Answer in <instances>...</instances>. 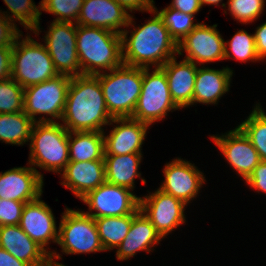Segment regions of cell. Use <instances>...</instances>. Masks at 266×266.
I'll return each mask as SVG.
<instances>
[{"mask_svg": "<svg viewBox=\"0 0 266 266\" xmlns=\"http://www.w3.org/2000/svg\"><path fill=\"white\" fill-rule=\"evenodd\" d=\"M24 111V88L11 77L0 80V114Z\"/></svg>", "mask_w": 266, "mask_h": 266, "instance_id": "obj_31", "label": "cell"}, {"mask_svg": "<svg viewBox=\"0 0 266 266\" xmlns=\"http://www.w3.org/2000/svg\"><path fill=\"white\" fill-rule=\"evenodd\" d=\"M53 254H55V253L52 252V254L50 256H48V259L46 260V262L43 266H64L62 264L53 262L52 257H56L57 259H59V257H60L59 255L53 256Z\"/></svg>", "mask_w": 266, "mask_h": 266, "instance_id": "obj_44", "label": "cell"}, {"mask_svg": "<svg viewBox=\"0 0 266 266\" xmlns=\"http://www.w3.org/2000/svg\"><path fill=\"white\" fill-rule=\"evenodd\" d=\"M42 175L35 168H13L0 173V198L28 203L42 194Z\"/></svg>", "mask_w": 266, "mask_h": 266, "instance_id": "obj_16", "label": "cell"}, {"mask_svg": "<svg viewBox=\"0 0 266 266\" xmlns=\"http://www.w3.org/2000/svg\"><path fill=\"white\" fill-rule=\"evenodd\" d=\"M5 18V16H0V46L14 45L16 38L20 34L15 24L12 25L8 18Z\"/></svg>", "mask_w": 266, "mask_h": 266, "instance_id": "obj_37", "label": "cell"}, {"mask_svg": "<svg viewBox=\"0 0 266 266\" xmlns=\"http://www.w3.org/2000/svg\"><path fill=\"white\" fill-rule=\"evenodd\" d=\"M77 24L121 34L119 27L132 24V17L114 0H84Z\"/></svg>", "mask_w": 266, "mask_h": 266, "instance_id": "obj_14", "label": "cell"}, {"mask_svg": "<svg viewBox=\"0 0 266 266\" xmlns=\"http://www.w3.org/2000/svg\"><path fill=\"white\" fill-rule=\"evenodd\" d=\"M137 214L119 217L94 218L98 235L104 250L118 247L128 234L132 219Z\"/></svg>", "mask_w": 266, "mask_h": 266, "instance_id": "obj_27", "label": "cell"}, {"mask_svg": "<svg viewBox=\"0 0 266 266\" xmlns=\"http://www.w3.org/2000/svg\"><path fill=\"white\" fill-rule=\"evenodd\" d=\"M20 36L13 45L11 78L25 89L59 75L46 47L30 37L18 43Z\"/></svg>", "mask_w": 266, "mask_h": 266, "instance_id": "obj_6", "label": "cell"}, {"mask_svg": "<svg viewBox=\"0 0 266 266\" xmlns=\"http://www.w3.org/2000/svg\"><path fill=\"white\" fill-rule=\"evenodd\" d=\"M111 121L121 125L104 137V155L141 154L140 148L149 124L131 117L113 118Z\"/></svg>", "mask_w": 266, "mask_h": 266, "instance_id": "obj_18", "label": "cell"}, {"mask_svg": "<svg viewBox=\"0 0 266 266\" xmlns=\"http://www.w3.org/2000/svg\"><path fill=\"white\" fill-rule=\"evenodd\" d=\"M109 114L99 79L95 75L71 77L67 92L62 121L69 132H103L102 125L107 124ZM72 129V130H70Z\"/></svg>", "mask_w": 266, "mask_h": 266, "instance_id": "obj_1", "label": "cell"}, {"mask_svg": "<svg viewBox=\"0 0 266 266\" xmlns=\"http://www.w3.org/2000/svg\"><path fill=\"white\" fill-rule=\"evenodd\" d=\"M129 188L103 183L96 189L88 192L81 200L89 205V209L97 213H85L93 218L119 217L138 214L139 197L131 193Z\"/></svg>", "mask_w": 266, "mask_h": 266, "instance_id": "obj_10", "label": "cell"}, {"mask_svg": "<svg viewBox=\"0 0 266 266\" xmlns=\"http://www.w3.org/2000/svg\"><path fill=\"white\" fill-rule=\"evenodd\" d=\"M0 266H30L28 263L16 259L5 249L0 247Z\"/></svg>", "mask_w": 266, "mask_h": 266, "instance_id": "obj_43", "label": "cell"}, {"mask_svg": "<svg viewBox=\"0 0 266 266\" xmlns=\"http://www.w3.org/2000/svg\"><path fill=\"white\" fill-rule=\"evenodd\" d=\"M141 160V154L104 155L106 182L133 188L135 176H139L137 170Z\"/></svg>", "mask_w": 266, "mask_h": 266, "instance_id": "obj_25", "label": "cell"}, {"mask_svg": "<svg viewBox=\"0 0 266 266\" xmlns=\"http://www.w3.org/2000/svg\"><path fill=\"white\" fill-rule=\"evenodd\" d=\"M111 74H96L109 114L113 118L132 117L140 96L143 68L122 64Z\"/></svg>", "mask_w": 266, "mask_h": 266, "instance_id": "obj_4", "label": "cell"}, {"mask_svg": "<svg viewBox=\"0 0 266 266\" xmlns=\"http://www.w3.org/2000/svg\"><path fill=\"white\" fill-rule=\"evenodd\" d=\"M34 123L24 111L0 114V140L21 145L30 139Z\"/></svg>", "mask_w": 266, "mask_h": 266, "instance_id": "obj_28", "label": "cell"}, {"mask_svg": "<svg viewBox=\"0 0 266 266\" xmlns=\"http://www.w3.org/2000/svg\"><path fill=\"white\" fill-rule=\"evenodd\" d=\"M57 243L67 254L104 251L92 216L66 209L60 223Z\"/></svg>", "mask_w": 266, "mask_h": 266, "instance_id": "obj_8", "label": "cell"}, {"mask_svg": "<svg viewBox=\"0 0 266 266\" xmlns=\"http://www.w3.org/2000/svg\"><path fill=\"white\" fill-rule=\"evenodd\" d=\"M221 0H200L201 6L203 4H218Z\"/></svg>", "mask_w": 266, "mask_h": 266, "instance_id": "obj_45", "label": "cell"}, {"mask_svg": "<svg viewBox=\"0 0 266 266\" xmlns=\"http://www.w3.org/2000/svg\"><path fill=\"white\" fill-rule=\"evenodd\" d=\"M13 45L0 46V80L11 77Z\"/></svg>", "mask_w": 266, "mask_h": 266, "instance_id": "obj_38", "label": "cell"}, {"mask_svg": "<svg viewBox=\"0 0 266 266\" xmlns=\"http://www.w3.org/2000/svg\"><path fill=\"white\" fill-rule=\"evenodd\" d=\"M83 3L84 0H43L40 9L59 15L56 22H72L71 18L78 19Z\"/></svg>", "mask_w": 266, "mask_h": 266, "instance_id": "obj_33", "label": "cell"}, {"mask_svg": "<svg viewBox=\"0 0 266 266\" xmlns=\"http://www.w3.org/2000/svg\"><path fill=\"white\" fill-rule=\"evenodd\" d=\"M232 71L198 69L194 85L193 103H216L217 99L228 91Z\"/></svg>", "mask_w": 266, "mask_h": 266, "instance_id": "obj_24", "label": "cell"}, {"mask_svg": "<svg viewBox=\"0 0 266 266\" xmlns=\"http://www.w3.org/2000/svg\"><path fill=\"white\" fill-rule=\"evenodd\" d=\"M124 9L132 10H147L149 12H156L155 7L152 5L153 0H114Z\"/></svg>", "mask_w": 266, "mask_h": 266, "instance_id": "obj_40", "label": "cell"}, {"mask_svg": "<svg viewBox=\"0 0 266 266\" xmlns=\"http://www.w3.org/2000/svg\"><path fill=\"white\" fill-rule=\"evenodd\" d=\"M5 4L25 27L37 32L39 31V16L41 13L33 5L32 0H4Z\"/></svg>", "mask_w": 266, "mask_h": 266, "instance_id": "obj_32", "label": "cell"}, {"mask_svg": "<svg viewBox=\"0 0 266 266\" xmlns=\"http://www.w3.org/2000/svg\"><path fill=\"white\" fill-rule=\"evenodd\" d=\"M0 247L30 266H43L47 256L51 255L34 242L19 225L0 226Z\"/></svg>", "mask_w": 266, "mask_h": 266, "instance_id": "obj_21", "label": "cell"}, {"mask_svg": "<svg viewBox=\"0 0 266 266\" xmlns=\"http://www.w3.org/2000/svg\"><path fill=\"white\" fill-rule=\"evenodd\" d=\"M63 171V185L80 199L106 182L104 160L69 161Z\"/></svg>", "mask_w": 266, "mask_h": 266, "instance_id": "obj_20", "label": "cell"}, {"mask_svg": "<svg viewBox=\"0 0 266 266\" xmlns=\"http://www.w3.org/2000/svg\"><path fill=\"white\" fill-rule=\"evenodd\" d=\"M165 182L160 190L183 201L185 204L194 198L204 182V177L191 163L180 159L164 168Z\"/></svg>", "mask_w": 266, "mask_h": 266, "instance_id": "obj_17", "label": "cell"}, {"mask_svg": "<svg viewBox=\"0 0 266 266\" xmlns=\"http://www.w3.org/2000/svg\"><path fill=\"white\" fill-rule=\"evenodd\" d=\"M160 68L165 72L174 103L179 108L192 104L197 74L196 64L185 59L177 63L174 57Z\"/></svg>", "mask_w": 266, "mask_h": 266, "instance_id": "obj_22", "label": "cell"}, {"mask_svg": "<svg viewBox=\"0 0 266 266\" xmlns=\"http://www.w3.org/2000/svg\"><path fill=\"white\" fill-rule=\"evenodd\" d=\"M120 35L122 61L128 66L148 68L150 63L156 64L160 61L157 64V68H160L169 59L174 58V53H178V44L158 13L147 24L135 29L129 40L126 31Z\"/></svg>", "mask_w": 266, "mask_h": 266, "instance_id": "obj_2", "label": "cell"}, {"mask_svg": "<svg viewBox=\"0 0 266 266\" xmlns=\"http://www.w3.org/2000/svg\"><path fill=\"white\" fill-rule=\"evenodd\" d=\"M76 49L81 75H96L100 73L97 68L111 71L123 64L121 35L114 31L78 25Z\"/></svg>", "mask_w": 266, "mask_h": 266, "instance_id": "obj_3", "label": "cell"}, {"mask_svg": "<svg viewBox=\"0 0 266 266\" xmlns=\"http://www.w3.org/2000/svg\"><path fill=\"white\" fill-rule=\"evenodd\" d=\"M169 7L179 10L185 14L194 15L202 6L200 0H173Z\"/></svg>", "mask_w": 266, "mask_h": 266, "instance_id": "obj_41", "label": "cell"}, {"mask_svg": "<svg viewBox=\"0 0 266 266\" xmlns=\"http://www.w3.org/2000/svg\"><path fill=\"white\" fill-rule=\"evenodd\" d=\"M229 48L236 60H258L254 35L240 30L229 42Z\"/></svg>", "mask_w": 266, "mask_h": 266, "instance_id": "obj_34", "label": "cell"}, {"mask_svg": "<svg viewBox=\"0 0 266 266\" xmlns=\"http://www.w3.org/2000/svg\"><path fill=\"white\" fill-rule=\"evenodd\" d=\"M251 187L266 192V161H261L247 178Z\"/></svg>", "mask_w": 266, "mask_h": 266, "instance_id": "obj_39", "label": "cell"}, {"mask_svg": "<svg viewBox=\"0 0 266 266\" xmlns=\"http://www.w3.org/2000/svg\"><path fill=\"white\" fill-rule=\"evenodd\" d=\"M25 204L0 198V226L19 225Z\"/></svg>", "mask_w": 266, "mask_h": 266, "instance_id": "obj_36", "label": "cell"}, {"mask_svg": "<svg viewBox=\"0 0 266 266\" xmlns=\"http://www.w3.org/2000/svg\"><path fill=\"white\" fill-rule=\"evenodd\" d=\"M256 51L259 59L266 57V23L258 27L256 33L254 34Z\"/></svg>", "mask_w": 266, "mask_h": 266, "instance_id": "obj_42", "label": "cell"}, {"mask_svg": "<svg viewBox=\"0 0 266 266\" xmlns=\"http://www.w3.org/2000/svg\"><path fill=\"white\" fill-rule=\"evenodd\" d=\"M217 25L199 24L178 43V54L184 49L188 54L187 61L211 62L232 57L224 40L216 30Z\"/></svg>", "mask_w": 266, "mask_h": 266, "instance_id": "obj_12", "label": "cell"}, {"mask_svg": "<svg viewBox=\"0 0 266 266\" xmlns=\"http://www.w3.org/2000/svg\"><path fill=\"white\" fill-rule=\"evenodd\" d=\"M178 108L169 92L165 72L156 68L149 74L148 68H143L142 89L131 118L150 125L161 120L167 111Z\"/></svg>", "mask_w": 266, "mask_h": 266, "instance_id": "obj_7", "label": "cell"}, {"mask_svg": "<svg viewBox=\"0 0 266 266\" xmlns=\"http://www.w3.org/2000/svg\"><path fill=\"white\" fill-rule=\"evenodd\" d=\"M185 205L183 201L160 189L144 199L139 198L140 211L149 212L145 216L161 238L184 222Z\"/></svg>", "mask_w": 266, "mask_h": 266, "instance_id": "obj_13", "label": "cell"}, {"mask_svg": "<svg viewBox=\"0 0 266 266\" xmlns=\"http://www.w3.org/2000/svg\"><path fill=\"white\" fill-rule=\"evenodd\" d=\"M77 25L73 22H52L45 36L46 49L58 74L70 77L80 76L78 52L76 49ZM73 74H72V73Z\"/></svg>", "mask_w": 266, "mask_h": 266, "instance_id": "obj_11", "label": "cell"}, {"mask_svg": "<svg viewBox=\"0 0 266 266\" xmlns=\"http://www.w3.org/2000/svg\"><path fill=\"white\" fill-rule=\"evenodd\" d=\"M161 240L151 221L141 211L132 219L130 230L117 250V258L126 260L134 256L136 251L150 250L149 245H154Z\"/></svg>", "mask_w": 266, "mask_h": 266, "instance_id": "obj_23", "label": "cell"}, {"mask_svg": "<svg viewBox=\"0 0 266 266\" xmlns=\"http://www.w3.org/2000/svg\"><path fill=\"white\" fill-rule=\"evenodd\" d=\"M33 125L30 163L49 171L65 169L69 160V131L54 120L41 118Z\"/></svg>", "mask_w": 266, "mask_h": 266, "instance_id": "obj_5", "label": "cell"}, {"mask_svg": "<svg viewBox=\"0 0 266 266\" xmlns=\"http://www.w3.org/2000/svg\"><path fill=\"white\" fill-rule=\"evenodd\" d=\"M19 226L44 250L49 239L57 243L58 233L52 211L39 198L25 204Z\"/></svg>", "mask_w": 266, "mask_h": 266, "instance_id": "obj_19", "label": "cell"}, {"mask_svg": "<svg viewBox=\"0 0 266 266\" xmlns=\"http://www.w3.org/2000/svg\"><path fill=\"white\" fill-rule=\"evenodd\" d=\"M229 10L240 22H250L262 13L264 0H229Z\"/></svg>", "mask_w": 266, "mask_h": 266, "instance_id": "obj_35", "label": "cell"}, {"mask_svg": "<svg viewBox=\"0 0 266 266\" xmlns=\"http://www.w3.org/2000/svg\"><path fill=\"white\" fill-rule=\"evenodd\" d=\"M158 14L177 44L181 41V37L184 39L198 25L193 24V15L171 7L163 9Z\"/></svg>", "mask_w": 266, "mask_h": 266, "instance_id": "obj_30", "label": "cell"}, {"mask_svg": "<svg viewBox=\"0 0 266 266\" xmlns=\"http://www.w3.org/2000/svg\"><path fill=\"white\" fill-rule=\"evenodd\" d=\"M238 127L250 139L261 161H266V114L262 109L256 106L249 118Z\"/></svg>", "mask_w": 266, "mask_h": 266, "instance_id": "obj_29", "label": "cell"}, {"mask_svg": "<svg viewBox=\"0 0 266 266\" xmlns=\"http://www.w3.org/2000/svg\"><path fill=\"white\" fill-rule=\"evenodd\" d=\"M75 139L69 132V160L70 161H93L104 160V135L96 131H75ZM72 154V155H71Z\"/></svg>", "mask_w": 266, "mask_h": 266, "instance_id": "obj_26", "label": "cell"}, {"mask_svg": "<svg viewBox=\"0 0 266 266\" xmlns=\"http://www.w3.org/2000/svg\"><path fill=\"white\" fill-rule=\"evenodd\" d=\"M225 137V138H224ZM229 163L247 180L261 162L259 153L250 139L237 127L223 137H211Z\"/></svg>", "mask_w": 266, "mask_h": 266, "instance_id": "obj_15", "label": "cell"}, {"mask_svg": "<svg viewBox=\"0 0 266 266\" xmlns=\"http://www.w3.org/2000/svg\"><path fill=\"white\" fill-rule=\"evenodd\" d=\"M71 77L59 74L24 89V113L34 122L36 114L62 119Z\"/></svg>", "mask_w": 266, "mask_h": 266, "instance_id": "obj_9", "label": "cell"}]
</instances>
